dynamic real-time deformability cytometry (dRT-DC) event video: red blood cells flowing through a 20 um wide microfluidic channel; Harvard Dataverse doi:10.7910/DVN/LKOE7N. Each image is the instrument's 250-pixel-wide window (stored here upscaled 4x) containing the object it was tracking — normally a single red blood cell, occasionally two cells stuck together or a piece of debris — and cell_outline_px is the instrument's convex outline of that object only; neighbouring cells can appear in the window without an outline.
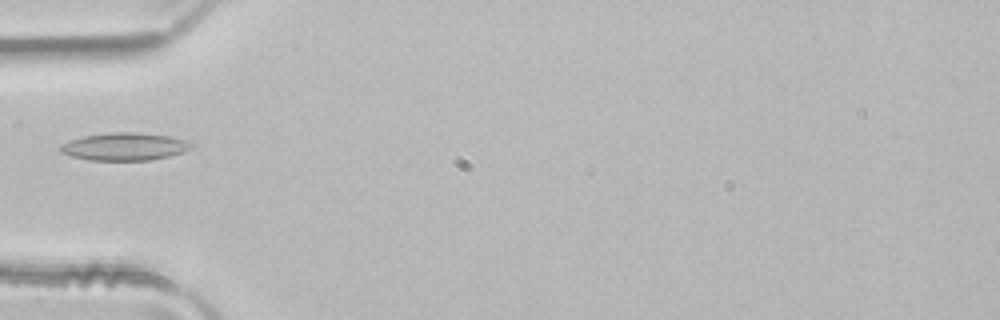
{"species": "common noctule bat (a hibernating species)", "species_latin": "Nyctalus noctula", "temperature_condition": "room temperature", "stored_images_in_passage": 2, "camera_frame_rate_fps": 3000, "um_per_image_px": 0.085, "animal": {"sex": "male", "body_mass_g": 21.5, "forearm_length_mm": 52.0}, "frame": {"image": 1, "passage_image": 1, "time_ms": 0.0, "image_size_px": [1000, 320], "cell_outline_px": [[196, 144], [192, 148], [184, 152], [168, 156], [148, 160], [88, 160], [72, 156], [60, 152], [60, 148], [64, 144], [72, 140], [84, 136], [108, 132], [136, 132], [168, 136], [188, 140]], "centroid_in_image_um": [10.66, 12.45], "position_along_channel_um": 74.3, "area_um2": 21.04}}
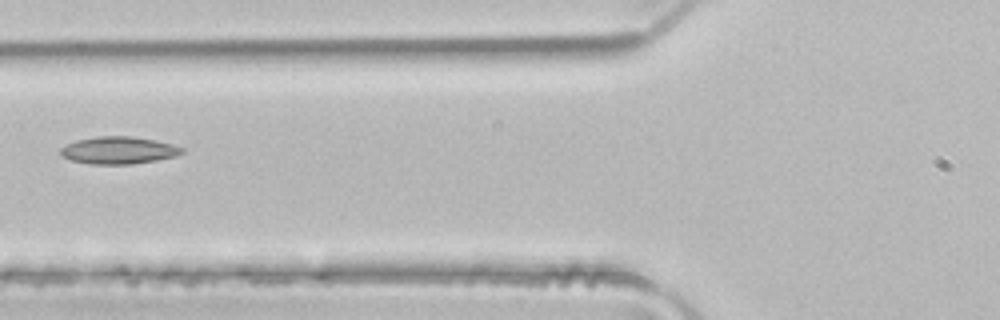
{"frame": {"image": 2, "passage_image": 2, "time_ms": 0.333, "image_size_px": [1000, 320], "cell_outline_px": [[184, 152], [176, 156], [156, 160], [132, 164], [92, 164], [72, 160], [64, 156], [60, 152], [60, 148], [76, 140], [96, 136], [128, 136], [156, 140], [172, 144], [184, 148]], "centroid_in_image_um": [10.11, 12.77], "position_along_channel_um": 115.7, "area_um2": 19.19}}